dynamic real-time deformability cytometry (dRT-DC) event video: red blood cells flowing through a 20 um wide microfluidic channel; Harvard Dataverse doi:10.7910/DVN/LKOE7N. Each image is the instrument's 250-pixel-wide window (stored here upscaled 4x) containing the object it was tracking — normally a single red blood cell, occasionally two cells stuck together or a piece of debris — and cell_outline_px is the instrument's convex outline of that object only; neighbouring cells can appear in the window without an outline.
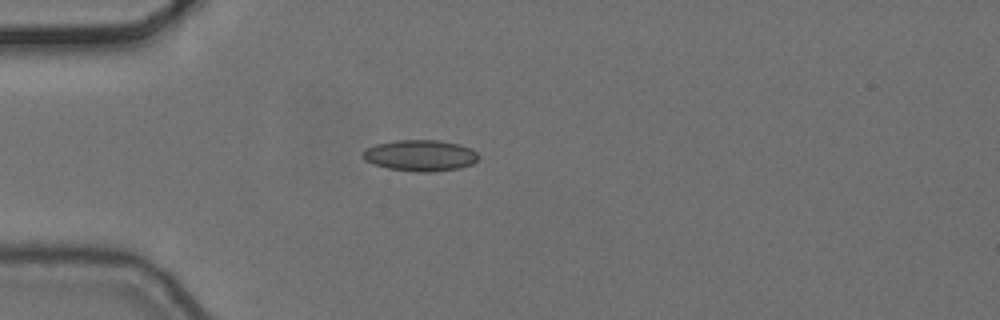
{"species": "common noctule bat (a hibernating species)", "species_latin": "Nyctalus noctula", "temperature_condition": "cold", "stored_images_in_passage": 1, "camera_frame_rate_fps": 3000, "um_per_image_px": 0.085, "animal": {"sex": "female", "body_mass_g": 24.6, "forearm_length_mm": 56.2}, "frame": {"image": 1, "passage_image": 1, "time_ms": 0.0, "image_size_px": [1000, 320], "cell_outline_px": [[480, 156], [472, 164], [460, 168], [432, 172], [416, 172], [388, 168], [372, 164], [364, 160], [360, 156], [360, 152], [364, 148], [376, 144], [392, 140], [440, 140], [460, 144], [472, 148]], "centroid_in_image_um": [35.68, 13.21], "position_along_channel_um": 49.3, "area_um2": 21.5}}